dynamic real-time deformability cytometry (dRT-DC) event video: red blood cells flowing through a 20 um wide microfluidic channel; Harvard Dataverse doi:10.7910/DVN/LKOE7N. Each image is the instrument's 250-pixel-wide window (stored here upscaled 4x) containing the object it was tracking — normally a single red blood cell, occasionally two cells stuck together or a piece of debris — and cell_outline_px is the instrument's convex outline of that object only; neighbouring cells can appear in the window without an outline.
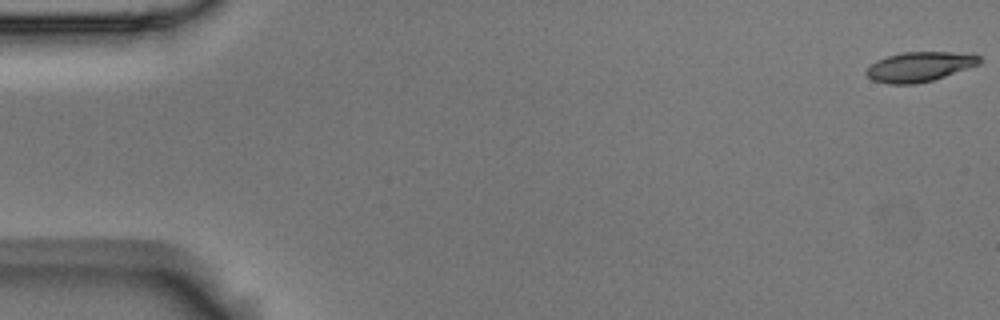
{"species": "Egyptian fruit bat (a non-hibernating species)", "species_latin": "Rousettus aegyptiacus", "temperature_condition": "room temperature", "stored_images_in_passage": 5, "camera_frame_rate_fps": 3000, "um_per_image_px": 0.085, "animal": {"sex": "male"}, "frame": {"image": 1, "passage_image": 1, "time_ms": 0.0, "image_size_px": [1000, 320], "cell_outline_px": [[984, 60], [980, 64], [932, 80], [916, 84], [888, 84], [872, 80], [864, 72], [876, 60], [888, 56], [904, 52], [952, 52], [980, 56]], "centroid_in_image_um": [78.15, 5.67], "position_along_channel_um": 6.8, "area_um2": 19.48}}
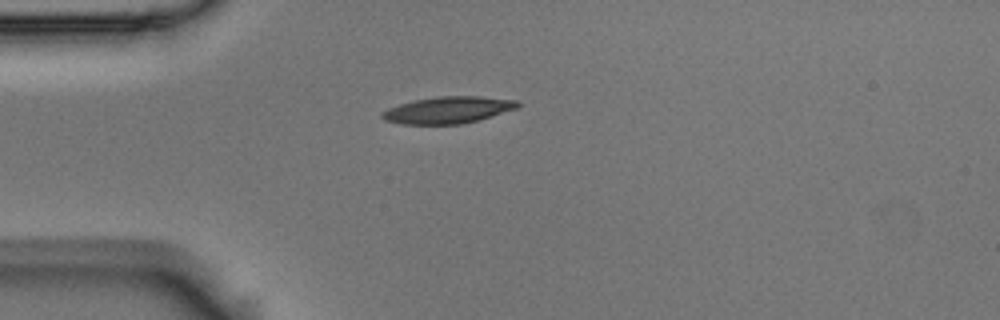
{"frame": {"image": 2, "passage_image": 5, "time_ms": 1.333, "image_size_px": [1000, 320], "cell_outline_px": [[520, 104], [516, 108], [480, 120], [460, 124], [404, 124], [384, 120], [380, 116], [380, 112], [388, 108], [400, 104], [416, 100], [436, 96], [480, 96], [516, 100]], "centroid_in_image_um": [38.06, 9.35], "position_along_channel_um": 46.9, "area_um2": 21.1}}